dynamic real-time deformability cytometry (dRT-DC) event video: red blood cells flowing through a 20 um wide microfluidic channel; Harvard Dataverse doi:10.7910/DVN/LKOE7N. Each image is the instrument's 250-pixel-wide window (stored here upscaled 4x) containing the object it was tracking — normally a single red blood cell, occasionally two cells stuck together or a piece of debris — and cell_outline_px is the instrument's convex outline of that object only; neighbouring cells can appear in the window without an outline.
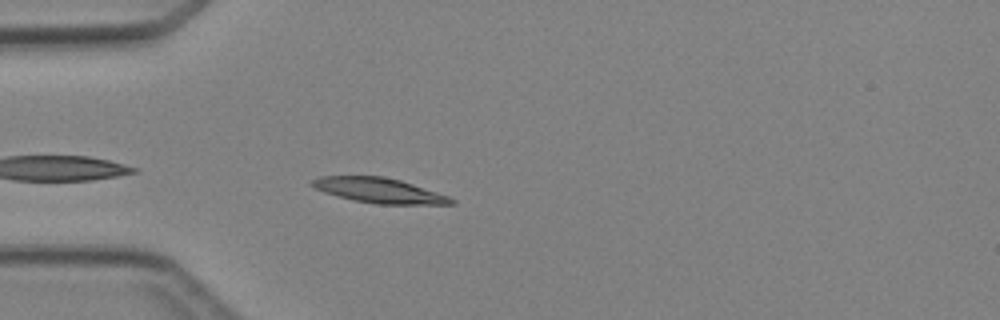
{"species": "Egyptian fruit bat (a non-hibernating species)", "species_latin": "Rousettus aegyptiacus", "temperature_condition": "cold", "stored_images_in_passage": 4, "camera_frame_rate_fps": 3000, "um_per_image_px": 0.085, "animal": {"sex": "female"}, "frame": {"image": 1, "passage_image": 4, "time_ms": 3.667, "image_size_px": [1000, 320], "cell_outline_px": [[456, 204], [376, 204], [352, 200], [324, 192], [308, 184], [312, 180], [320, 176], [384, 176], [400, 180], [448, 196], [456, 200]], "centroid_in_image_um": [32.21, 16.19], "position_along_channel_um": 52.8, "area_um2": 20.17}}